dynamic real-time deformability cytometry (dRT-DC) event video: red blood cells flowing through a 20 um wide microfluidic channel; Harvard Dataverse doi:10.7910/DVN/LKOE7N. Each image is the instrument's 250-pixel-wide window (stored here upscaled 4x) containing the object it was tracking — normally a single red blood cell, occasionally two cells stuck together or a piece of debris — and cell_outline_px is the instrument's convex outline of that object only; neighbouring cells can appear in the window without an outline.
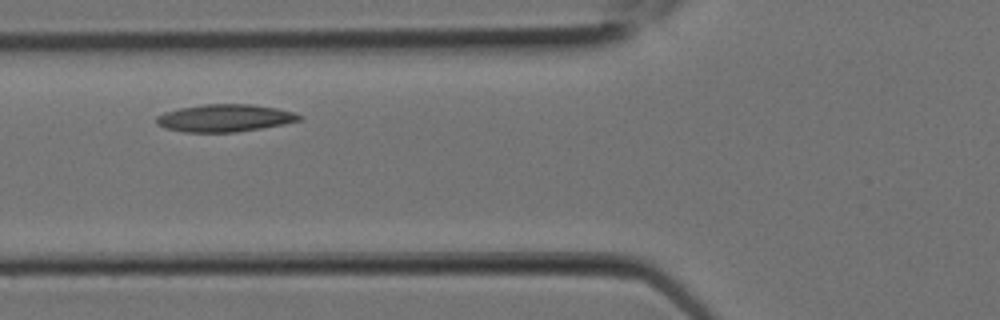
{"species": "Egyptian fruit bat (a non-hibernating species)", "species_latin": "Rousettus aegyptiacus", "temperature_condition": "room temperature", "stored_images_in_passage": 3, "camera_frame_rate_fps": 3000, "um_per_image_px": 0.085, "animal": {"sex": "female"}, "frame": {"image": 1, "passage_image": 2, "time_ms": 0.333, "image_size_px": [1000, 320], "cell_outline_px": [[304, 116], [300, 120], [284, 124], [236, 132], [184, 132], [164, 128], [156, 124], [156, 116], [164, 112], [180, 108], [204, 104], [252, 104], [276, 108], [292, 112]], "centroid_in_image_um": [19.08, 10.03], "position_along_channel_um": 106.7, "area_um2": 22.83}}